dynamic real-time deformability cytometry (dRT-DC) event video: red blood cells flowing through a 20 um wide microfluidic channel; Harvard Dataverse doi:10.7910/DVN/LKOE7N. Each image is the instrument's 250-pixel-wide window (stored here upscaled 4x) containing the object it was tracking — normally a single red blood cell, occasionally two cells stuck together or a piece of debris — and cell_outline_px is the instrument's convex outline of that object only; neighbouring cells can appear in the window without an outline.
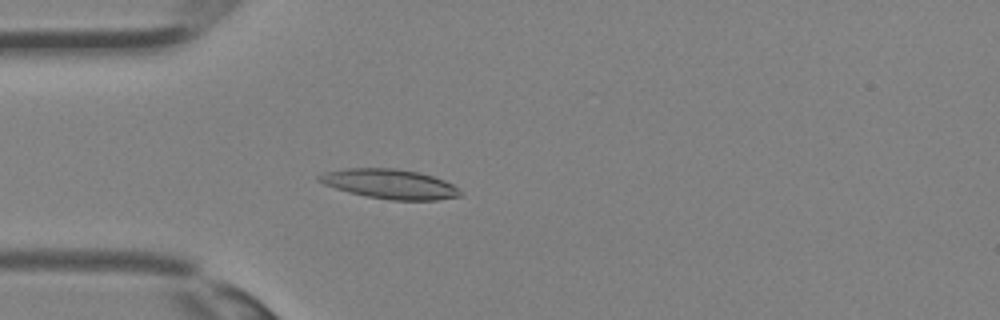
{"species": "Egyptian fruit bat (a non-hibernating species)", "species_latin": "Rousettus aegyptiacus", "temperature_condition": "room temperature", "stored_images_in_passage": 36, "camera_frame_rate_fps": 3000, "um_per_image_px": 0.085, "animal": {"sex": "female"}, "frame": {"image": 1, "passage_image": 11, "time_ms": 3.333, "image_size_px": [1000, 320], "cell_outline_px": [[464, 196], [436, 200], [392, 200], [368, 196], [348, 192], [324, 184], [316, 180], [316, 176], [324, 172], [348, 168], [396, 168], [420, 172], [444, 180], [452, 184], [464, 192]], "centroid_in_image_um": [33.17, 15.63], "position_along_channel_um": 51.8, "area_um2": 24.51}}
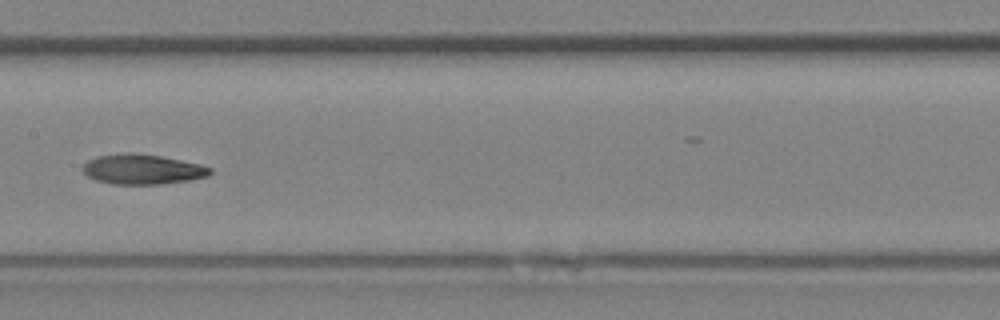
{"frame": {"image": 2, "passage_image": 19, "time_ms": 6.0, "image_size_px": [1000, 320], "cell_outline_px": [[212, 172], [208, 176], [192, 180], [160, 184], [112, 184], [96, 180], [88, 176], [80, 168], [88, 160], [96, 156], [128, 152], [136, 152], [160, 156], [200, 164], [212, 168]], "centroid_in_image_um": [12.1, 14.38], "position_along_channel_um": 195.3, "area_um2": 22.43}}
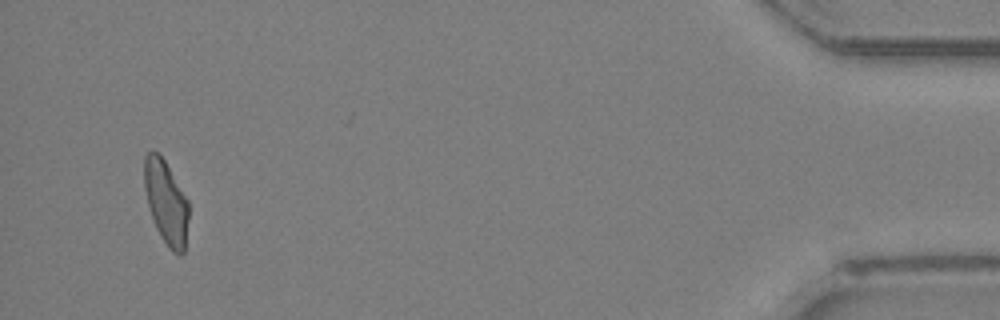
{"frame": {"image": 3, "passage_image": 35, "time_ms": 11.333, "image_size_px": [1000, 320], "cell_outline_px": [[188, 220], [184, 252], [180, 256], [172, 252], [168, 248], [160, 236], [156, 228], [148, 204], [144, 188], [144, 156], [152, 148], [164, 160], [188, 200]], "centroid_in_image_um": [14.11, 17.21], "position_along_channel_um": 421.1, "area_um2": 21.56}}